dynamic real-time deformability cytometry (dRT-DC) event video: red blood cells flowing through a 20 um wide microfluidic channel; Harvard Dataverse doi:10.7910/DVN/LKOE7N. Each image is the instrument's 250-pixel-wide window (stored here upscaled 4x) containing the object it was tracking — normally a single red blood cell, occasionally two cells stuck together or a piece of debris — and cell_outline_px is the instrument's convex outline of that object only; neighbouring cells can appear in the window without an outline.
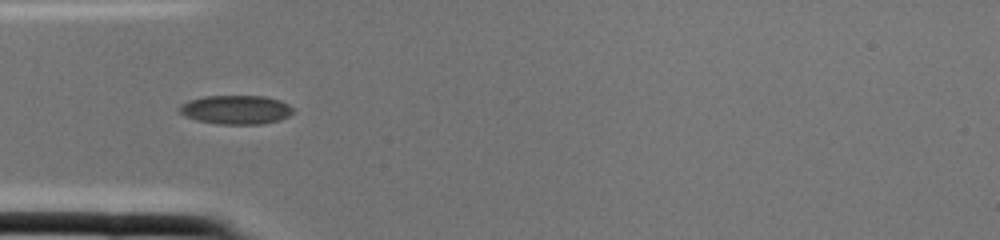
{"species": "common noctule bat (a hibernating species)", "species_latin": "Nyctalus noctula", "temperature_condition": "cold", "stored_images_in_passage": 2, "camera_frame_rate_fps": 3000, "um_per_image_px": 0.085, "animal": {"sex": "female", "body_mass_g": 22.0, "forearm_length_mm": 56.7}, "frame": {"image": 1, "passage_image": 2, "time_ms": 0.333, "image_size_px": [1000, 240], "cell_outline_px": [[296, 112], [280, 120], [260, 124], [216, 124], [196, 120], [184, 116], [176, 108], [180, 104], [188, 100], [204, 96], [264, 96], [280, 100], [288, 104]], "centroid_in_image_um": [20.03, 9.32], "position_along_channel_um": 65.0, "area_um2": 19.42}}